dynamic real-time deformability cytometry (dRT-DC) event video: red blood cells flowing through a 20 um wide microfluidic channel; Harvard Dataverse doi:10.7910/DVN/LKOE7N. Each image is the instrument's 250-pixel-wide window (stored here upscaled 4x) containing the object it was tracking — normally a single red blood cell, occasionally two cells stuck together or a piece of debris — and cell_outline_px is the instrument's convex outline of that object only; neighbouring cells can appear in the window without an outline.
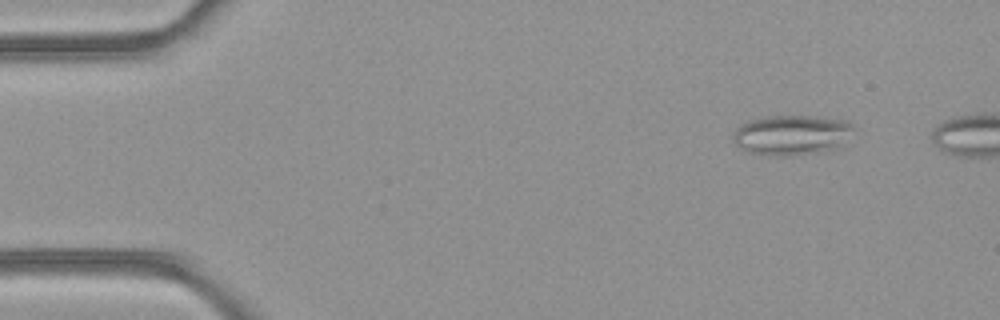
{"species": "common noctule bat (a hibernating species)", "species_latin": "Nyctalus noctula", "temperature_condition": "room temperature", "stored_images_in_passage": 6, "camera_frame_rate_fps": 3000, "um_per_image_px": 0.085, "animal": {"sex": "female", "body_mass_g": 21.9}, "frame": {"image": 1, "passage_image": 1, "time_ms": 0.0, "image_size_px": [1000, 320], "cell_outline_px": [[852, 128], [840, 148], [828, 152], [784, 156], [772, 156], [748, 152], [736, 144], [732, 140], [732, 136], [736, 128], [740, 124], [748, 120], [768, 116], [808, 116], [848, 120], [852, 124]], "centroid_in_image_um": [67.27, 11.49], "position_along_channel_um": 17.7, "area_um2": 28.38}}
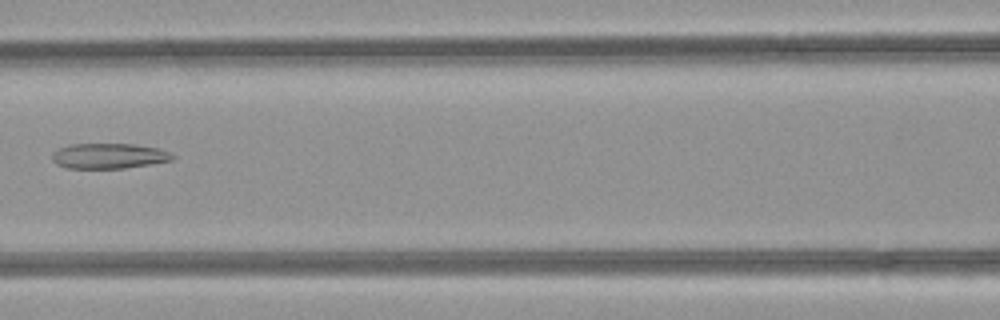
{"frame": {"image": 2, "passage_image": 6, "time_ms": 1.667, "image_size_px": [1000, 320], "cell_outline_px": [[176, 156], [172, 160], [124, 168], [64, 168], [56, 164], [52, 160], [52, 156], [60, 148], [68, 144], [132, 144], [156, 148], [168, 152]], "centroid_in_image_um": [9.22, 13.26], "position_along_channel_um": 157.4, "area_um2": 17.51}}